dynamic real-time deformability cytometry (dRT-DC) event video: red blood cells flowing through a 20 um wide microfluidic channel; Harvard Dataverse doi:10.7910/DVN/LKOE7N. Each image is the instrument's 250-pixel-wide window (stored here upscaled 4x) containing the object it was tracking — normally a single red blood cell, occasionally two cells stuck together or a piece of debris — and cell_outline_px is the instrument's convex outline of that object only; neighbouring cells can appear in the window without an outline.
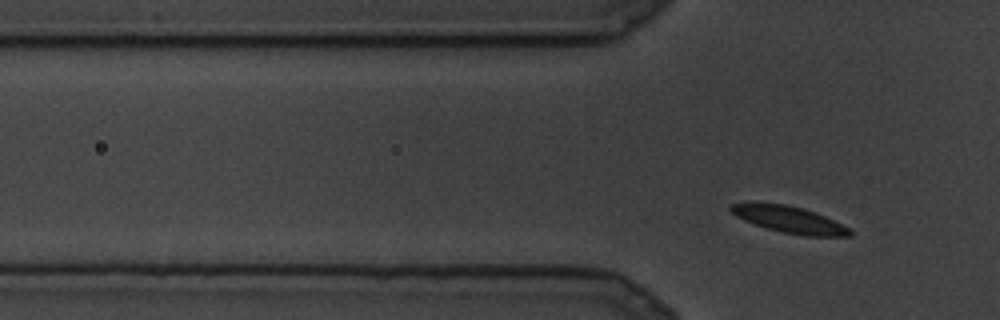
{"species": "common noctule bat (a hibernating species)", "species_latin": "Nyctalus noctula", "temperature_condition": "cold", "stored_images_in_passage": 9, "segment_of_instrument_passage": [2, 2], "camera_frame_rate_fps": 3000, "um_per_image_px": 0.085, "animal": {"sex": "male", "body_mass_g": 19.5, "forearm_length_mm": 54.6}, "frame": {"image": 1, "passage_image": 9, "time_ms": 2.667, "image_size_px": [1000, 320], "cell_outline_px": [[852, 236], [804, 236], [780, 232], [744, 220], [736, 216], [728, 208], [732, 204], [784, 204], [804, 208], [816, 212], [848, 228], [852, 232]], "centroid_in_image_um": [67.13, 18.68], "position_along_channel_um": 58.7, "area_um2": 17.98}}